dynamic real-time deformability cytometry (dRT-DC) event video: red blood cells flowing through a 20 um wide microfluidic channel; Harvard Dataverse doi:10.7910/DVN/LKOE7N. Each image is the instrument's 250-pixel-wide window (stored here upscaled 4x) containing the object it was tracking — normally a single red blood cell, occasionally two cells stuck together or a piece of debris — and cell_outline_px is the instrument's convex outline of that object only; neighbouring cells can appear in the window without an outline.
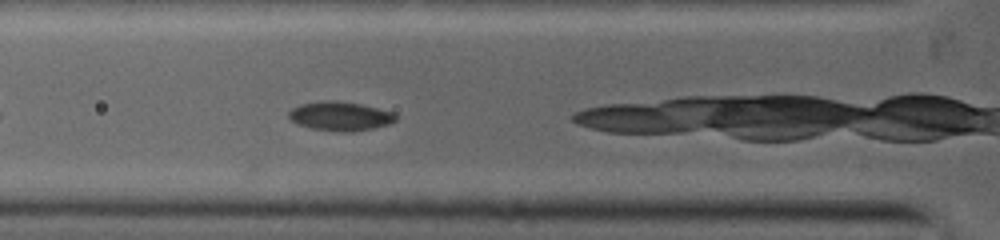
{"species": "common noctule bat (a hibernating species)", "species_latin": "Nyctalus noctula", "temperature_condition": "warm", "stored_images_in_passage": 4, "camera_frame_rate_fps": 5000, "um_per_image_px": 0.085, "animal": {"sex": "female", "body_mass_g": 19.0, "forearm_length_mm": 53.3}, "frame": {"image": 1, "passage_image": 4, "time_ms": 2.2, "image_size_px": [1000, 240], "cell_outline_px": [[396, 120], [388, 124], [372, 128], [352, 132], [340, 132], [312, 128], [300, 124], [292, 120], [288, 116], [288, 112], [292, 108], [304, 104], [360, 104], [392, 112], [396, 116]], "centroid_in_image_um": [28.96, 9.94], "position_along_channel_um": 96.8, "area_um2": 16.82}}